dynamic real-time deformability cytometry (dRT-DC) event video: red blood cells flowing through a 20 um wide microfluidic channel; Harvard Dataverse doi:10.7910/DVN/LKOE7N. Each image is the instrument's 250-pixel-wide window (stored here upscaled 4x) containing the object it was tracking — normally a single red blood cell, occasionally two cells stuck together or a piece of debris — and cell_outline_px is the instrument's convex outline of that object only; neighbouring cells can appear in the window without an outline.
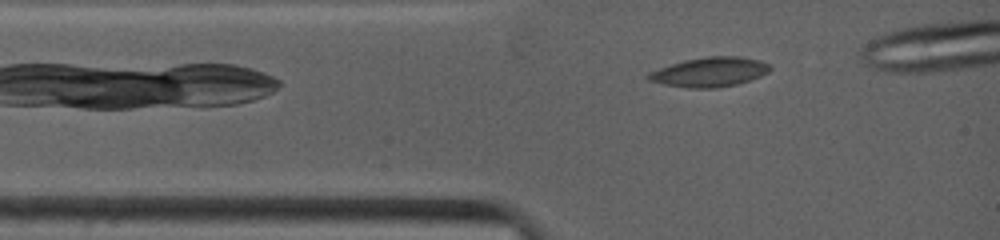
{"species": "common noctule bat (a hibernating species)", "species_latin": "Nyctalus noctula", "temperature_condition": "warm", "stored_images_in_passage": 55, "camera_frame_rate_fps": 4500, "um_per_image_px": 0.085, "animal": {"sex": "female", "body_mass_g": 19.0, "forearm_length_mm": 53.3}, "frame": {"image": 1, "passage_image": 3, "time_ms": 0.444, "image_size_px": [1000, 240], "cell_outline_px": [[772, 68], [768, 72], [760, 76], [736, 84], [716, 88], [688, 88], [664, 84], [648, 80], [644, 76], [648, 72], [684, 60], [708, 56], [740, 56], [760, 60], [768, 64]], "centroid_in_image_um": [60.31, 6.12], "position_along_channel_um": 24.7, "area_um2": 20.87}}
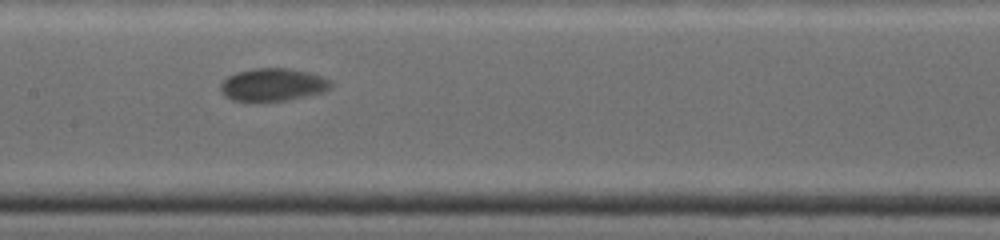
{"frame": {"image": 2, "passage_image": 28, "time_ms": 4.889, "image_size_px": [1000, 240], "cell_outline_px": [[332, 88], [324, 92], [288, 100], [256, 104], [232, 100], [224, 96], [220, 92], [220, 84], [228, 76], [236, 72], [252, 68], [292, 68], [324, 76], [332, 84]], "centroid_in_image_um": [23.16, 7.23], "position_along_channel_um": 184.2, "area_um2": 21.91}}
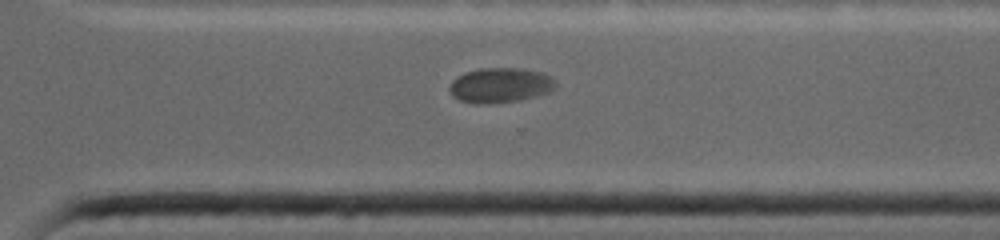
{"frame": {"image": 3, "passage_image": 47, "time_ms": 8.667, "image_size_px": [1000, 240], "cell_outline_px": [[556, 84], [548, 92], [536, 96], [520, 100], [488, 104], [476, 104], [460, 100], [452, 96], [448, 88], [452, 80], [456, 76], [464, 72], [480, 68], [524, 68], [540, 72], [552, 76], [556, 80]], "centroid_in_image_um": [42.49, 7.24], "position_along_channel_um": 328.1, "area_um2": 21.85}}